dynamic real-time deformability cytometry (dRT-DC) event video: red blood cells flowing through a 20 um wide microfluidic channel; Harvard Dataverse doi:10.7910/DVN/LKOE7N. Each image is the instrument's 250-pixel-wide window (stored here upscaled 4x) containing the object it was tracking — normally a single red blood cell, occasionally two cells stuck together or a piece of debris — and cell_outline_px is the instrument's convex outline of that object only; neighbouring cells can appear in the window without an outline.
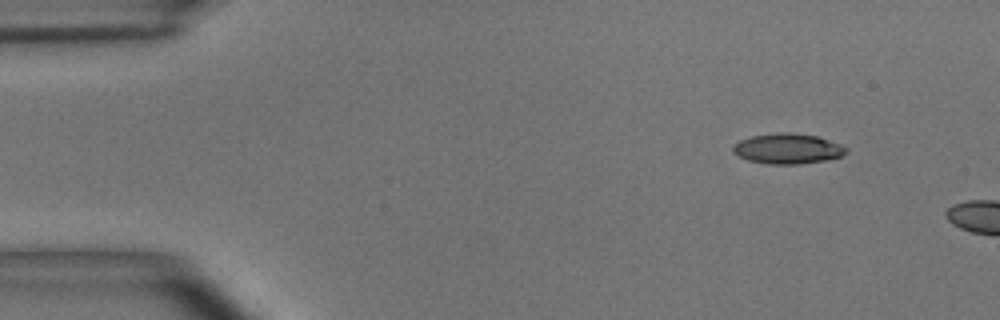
{"species": "common noctule bat (a hibernating species)", "species_latin": "Nyctalus noctula", "temperature_condition": "room temperature", "stored_images_in_passage": 4, "camera_frame_rate_fps": 3000, "um_per_image_px": 0.085, "animal": {"sex": "male", "body_mass_g": 15.6}, "frame": {"image": 1, "passage_image": 4, "time_ms": 1.0, "image_size_px": [1000, 320], "cell_outline_px": [[848, 152], [840, 156], [824, 160], [800, 164], [768, 164], [748, 160], [732, 152], [732, 148], [740, 140], [752, 136], [780, 132], [792, 132], [816, 136], [840, 144], [848, 148]], "centroid_in_image_um": [66.96, 12.63], "position_along_channel_um": 18.0, "area_um2": 19.83}}